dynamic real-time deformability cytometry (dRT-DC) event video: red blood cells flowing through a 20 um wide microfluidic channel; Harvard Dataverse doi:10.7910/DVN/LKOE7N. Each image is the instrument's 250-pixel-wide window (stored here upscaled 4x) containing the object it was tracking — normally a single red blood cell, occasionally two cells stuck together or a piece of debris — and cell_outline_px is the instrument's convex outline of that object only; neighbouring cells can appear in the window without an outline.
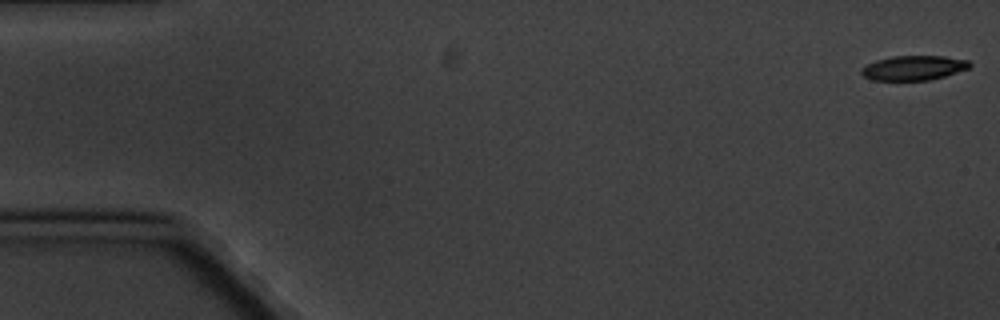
{"species": "common noctule bat (a hibernating species)", "species_latin": "Nyctalus noctula", "temperature_condition": "cold", "stored_images_in_passage": 6, "camera_frame_rate_fps": 3000, "um_per_image_px": 0.085, "animal": {"sex": "male", "body_mass_g": 20.1, "forearm_length_mm": 53.5}, "frame": {"image": 1, "passage_image": 1, "time_ms": 0.0, "image_size_px": [1000, 320], "cell_outline_px": [[972, 64], [968, 68], [944, 76], [928, 80], [872, 80], [864, 76], [860, 72], [860, 68], [876, 60], [892, 56], [944, 56], [968, 60]], "centroid_in_image_um": [77.63, 5.76], "position_along_channel_um": 7.4, "area_um2": 15.43}}
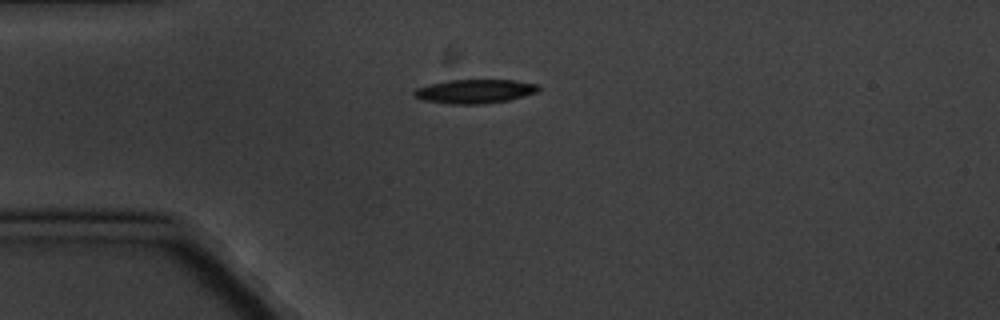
{"frame": {"image": 2, "passage_image": 5, "time_ms": 4.667, "image_size_px": [1000, 320], "cell_outline_px": [[540, 88], [536, 92], [524, 96], [508, 100], [484, 104], [452, 104], [424, 100], [412, 96], [412, 92], [416, 88], [448, 80], [516, 80], [536, 84]], "centroid_in_image_um": [40.34, 7.76], "position_along_channel_um": 44.7, "area_um2": 17.28}}